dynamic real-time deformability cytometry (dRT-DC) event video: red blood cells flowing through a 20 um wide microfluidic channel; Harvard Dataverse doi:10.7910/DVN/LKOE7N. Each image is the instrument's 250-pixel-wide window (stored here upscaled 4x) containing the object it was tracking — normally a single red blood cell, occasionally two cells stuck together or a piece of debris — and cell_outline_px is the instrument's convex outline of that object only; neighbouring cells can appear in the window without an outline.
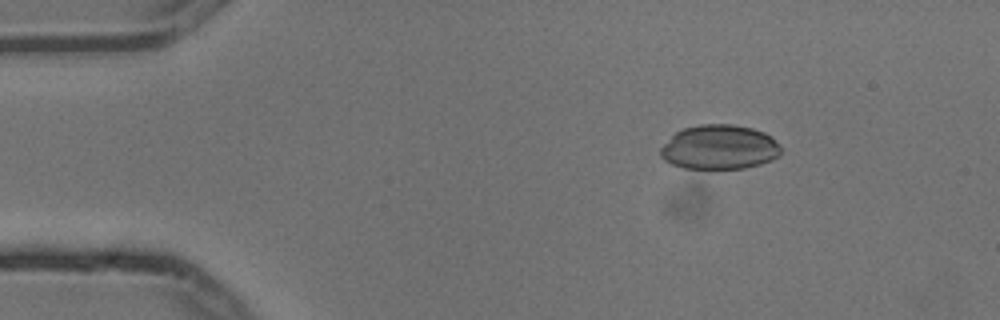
{"species": "common noctule bat (a hibernating species)", "species_latin": "Nyctalus noctula", "temperature_condition": "cold", "stored_images_in_passage": 5, "camera_frame_rate_fps": 3000, "um_per_image_px": 0.085, "animal": {"sex": "male", "body_mass_g": 13.3}, "frame": {"image": 1, "passage_image": 2, "time_ms": 0.333, "image_size_px": [1000, 320], "cell_outline_px": [[780, 156], [772, 160], [760, 164], [744, 168], [684, 168], [672, 164], [664, 160], [660, 156], [660, 148], [676, 132], [684, 128], [700, 124], [732, 124], [752, 128], [764, 132], [772, 136], [780, 148]], "centroid_in_image_um": [61.16, 12.51], "position_along_channel_um": 23.8, "area_um2": 31.15}}
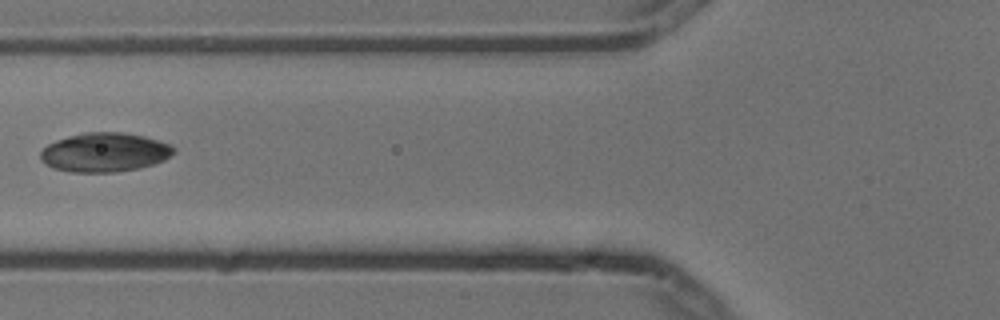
{"frame": {"image": 2, "passage_image": 5, "time_ms": 1.333, "image_size_px": [1000, 320], "cell_outline_px": [[176, 152], [164, 160], [140, 168], [116, 172], [72, 172], [52, 168], [44, 164], [40, 160], [40, 152], [48, 144], [56, 140], [68, 136], [84, 132], [124, 132], [144, 136], [160, 140], [172, 144], [176, 148]], "centroid_in_image_um": [8.91, 12.94], "position_along_channel_um": 116.9, "area_um2": 30.75}}